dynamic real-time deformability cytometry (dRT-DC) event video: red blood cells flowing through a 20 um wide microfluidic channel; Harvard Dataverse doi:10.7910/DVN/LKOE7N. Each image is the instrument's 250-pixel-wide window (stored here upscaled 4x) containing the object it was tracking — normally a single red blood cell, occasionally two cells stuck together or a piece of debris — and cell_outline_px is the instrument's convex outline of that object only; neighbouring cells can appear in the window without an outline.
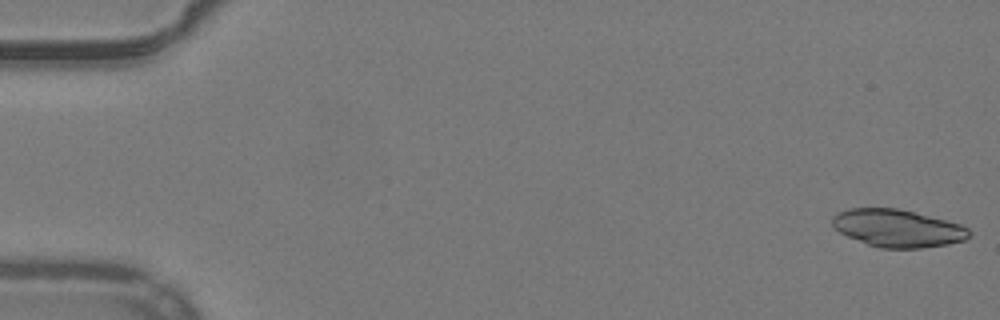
{"species": "common noctule bat (a hibernating species)", "species_latin": "Nyctalus noctula", "temperature_condition": "warm", "stored_images_in_passage": 10, "camera_frame_rate_fps": 3000, "um_per_image_px": 0.085, "animal": {"sex": "male", "body_mass_g": 19.2, "forearm_length_mm": 51.8}, "frame": {"image": 1, "passage_image": 1, "time_ms": 0.0, "image_size_px": [1000, 320], "cell_outline_px": [[972, 232], [964, 240], [948, 244], [920, 248], [880, 248], [868, 244], [848, 236], [840, 232], [832, 224], [832, 216], [836, 212], [848, 208], [896, 208], [960, 224], [968, 228]], "centroid_in_image_um": [76.27, 19.4], "position_along_channel_um": 8.7, "area_um2": 29.65}}